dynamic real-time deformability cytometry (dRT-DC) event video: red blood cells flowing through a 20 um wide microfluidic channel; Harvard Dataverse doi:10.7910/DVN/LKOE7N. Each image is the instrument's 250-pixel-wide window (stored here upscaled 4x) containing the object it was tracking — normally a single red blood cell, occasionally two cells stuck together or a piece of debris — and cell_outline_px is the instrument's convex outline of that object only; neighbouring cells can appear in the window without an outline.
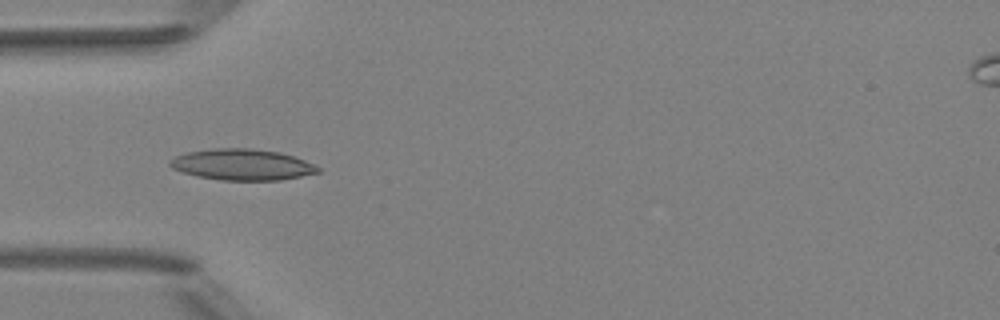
{"species": "Egyptian fruit bat (a non-hibernating species)", "species_latin": "Rousettus aegyptiacus", "temperature_condition": "room temperature", "stored_images_in_passage": 8, "camera_frame_rate_fps": 3000, "um_per_image_px": 0.085, "animal": {"sex": "female"}, "frame": {"image": 1, "passage_image": 5, "time_ms": 4.667, "image_size_px": [1000, 320], "cell_outline_px": [[320, 172], [280, 180], [220, 180], [196, 176], [172, 168], [168, 164], [168, 160], [176, 156], [188, 152], [212, 148], [252, 148], [280, 152], [304, 160], [320, 168]], "centroid_in_image_um": [20.55, 13.99], "position_along_channel_um": 64.4, "area_um2": 26.76}}
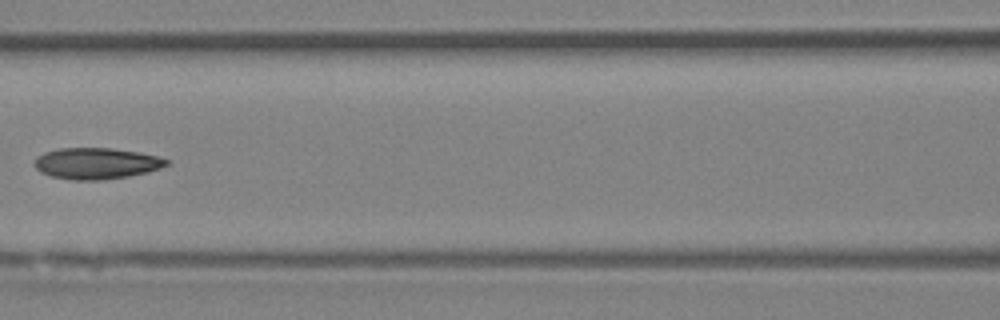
{"frame": {"image": 2, "passage_image": 7, "time_ms": 7.0, "image_size_px": [1000, 320], "cell_outline_px": [[168, 164], [160, 168], [148, 172], [128, 176], [104, 180], [72, 180], [52, 176], [40, 172], [36, 168], [36, 156], [44, 152], [60, 148], [112, 148], [140, 152], [160, 156], [168, 160]], "centroid_in_image_um": [8.21, 13.88], "position_along_channel_um": 158.4, "area_um2": 24.1}}
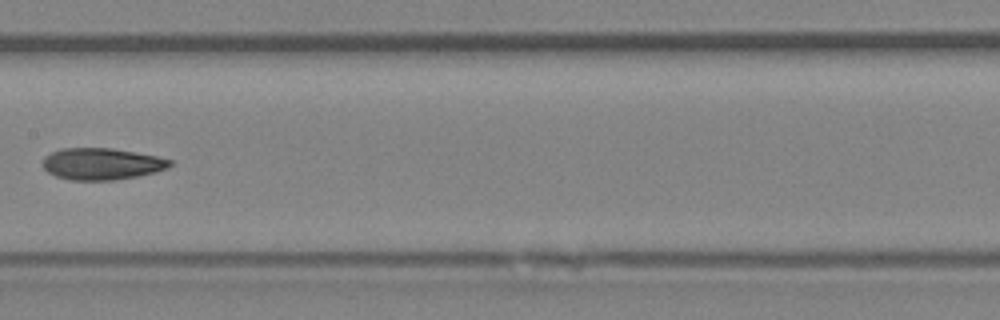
{"frame": {"image": 3, "passage_image": 8, "time_ms": 8.0, "image_size_px": [1000, 320], "cell_outline_px": [[172, 164], [156, 172], [136, 176], [112, 180], [72, 180], [56, 176], [48, 172], [44, 168], [44, 156], [52, 152], [64, 148], [112, 148], [156, 156], [172, 160]], "centroid_in_image_um": [8.63, 13.92], "position_along_channel_um": 198.8, "area_um2": 23.18}}